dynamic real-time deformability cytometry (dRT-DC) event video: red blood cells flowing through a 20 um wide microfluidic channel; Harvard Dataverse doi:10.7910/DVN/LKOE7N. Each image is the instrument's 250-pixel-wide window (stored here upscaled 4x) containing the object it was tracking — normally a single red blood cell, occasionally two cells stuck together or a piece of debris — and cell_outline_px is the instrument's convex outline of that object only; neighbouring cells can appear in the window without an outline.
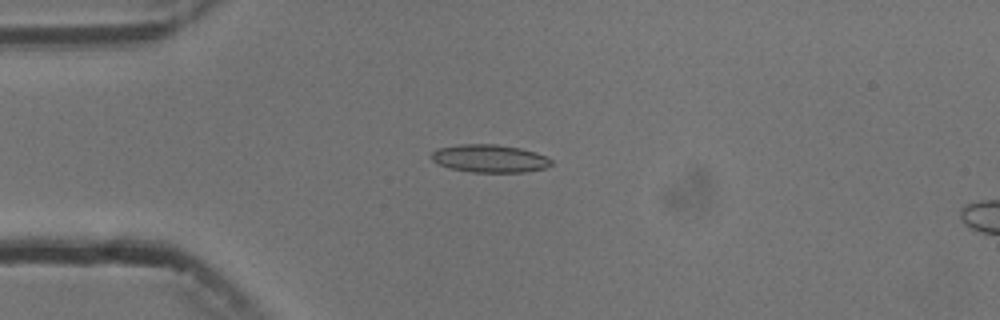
{"species": "common noctule bat (a hibernating species)", "species_latin": "Nyctalus noctula", "temperature_condition": "cold", "stored_images_in_passage": 5, "camera_frame_rate_fps": 3000, "um_per_image_px": 0.085, "animal": {"sex": "male", "body_mass_g": 13.3}, "frame": {"image": 1, "passage_image": 3, "time_ms": 2.333, "image_size_px": [1000, 320], "cell_outline_px": [[552, 164], [544, 168], [524, 172], [472, 172], [448, 168], [432, 160], [432, 152], [436, 148], [460, 144], [496, 144], [520, 148], [544, 156], [552, 160]], "centroid_in_image_um": [41.58, 13.47], "position_along_channel_um": 43.4, "area_um2": 19.31}}
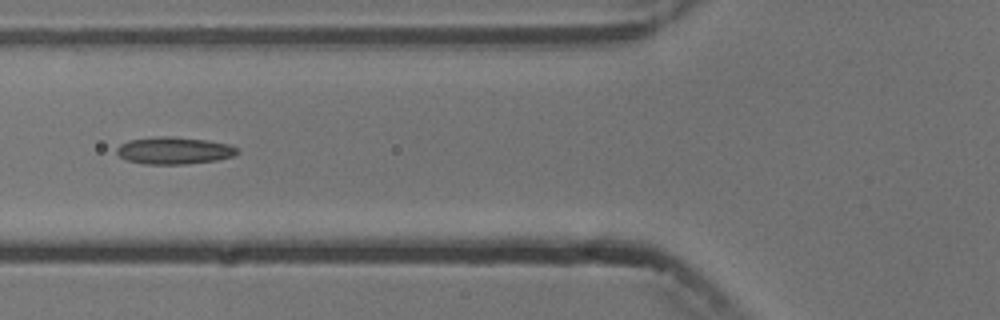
{"frame": {"image": 2, "passage_image": 5, "time_ms": 4.667, "image_size_px": [1000, 320], "cell_outline_px": [[240, 152], [232, 156], [216, 160], [184, 164], [144, 164], [128, 160], [120, 156], [116, 152], [116, 148], [120, 144], [128, 140], [160, 136], [172, 136], [204, 140], [228, 144], [236, 148]], "centroid_in_image_um": [14.76, 12.79], "position_along_channel_um": 111.0, "area_um2": 18.9}}